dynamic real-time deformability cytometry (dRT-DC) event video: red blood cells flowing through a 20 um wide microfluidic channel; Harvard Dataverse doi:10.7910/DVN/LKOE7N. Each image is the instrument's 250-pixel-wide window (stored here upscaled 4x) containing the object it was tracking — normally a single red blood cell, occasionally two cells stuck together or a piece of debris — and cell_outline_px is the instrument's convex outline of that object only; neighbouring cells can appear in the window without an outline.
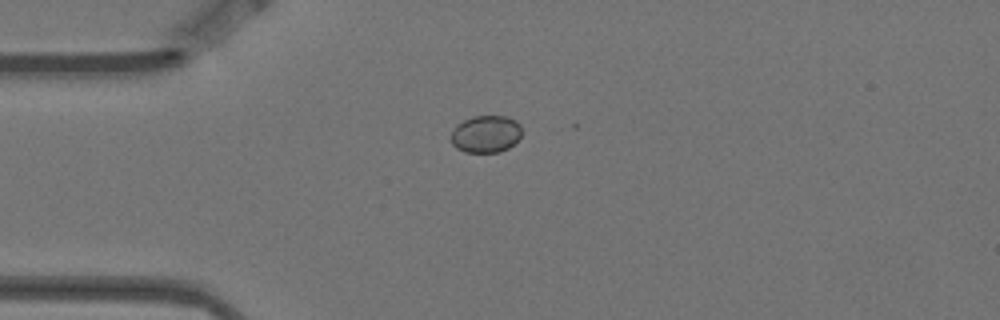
{"species": "Egyptian fruit bat (a non-hibernating species)", "species_latin": "Rousettus aegyptiacus", "temperature_condition": "warm", "stored_images_in_passage": 1, "camera_frame_rate_fps": 3000, "um_per_image_px": 0.085, "animal": {"sex": "female"}, "frame": {"image": 1, "passage_image": 1, "time_ms": 0.0, "image_size_px": [1000, 320], "cell_outline_px": [[520, 136], [508, 148], [500, 152], [464, 152], [456, 148], [452, 144], [452, 132], [464, 120], [472, 116], [508, 116], [516, 120], [520, 124]], "centroid_in_image_um": [41.31, 11.39], "position_along_channel_um": 43.7, "area_um2": 15.14}}